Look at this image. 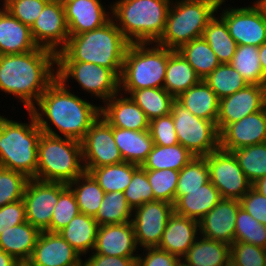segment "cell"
Returning a JSON list of instances; mask_svg holds the SVG:
<instances>
[{
  "mask_svg": "<svg viewBox=\"0 0 266 266\" xmlns=\"http://www.w3.org/2000/svg\"><path fill=\"white\" fill-rule=\"evenodd\" d=\"M83 163L88 173L92 168L123 162L113 137V127L100 115L81 141Z\"/></svg>",
  "mask_w": 266,
  "mask_h": 266,
  "instance_id": "obj_13",
  "label": "cell"
},
{
  "mask_svg": "<svg viewBox=\"0 0 266 266\" xmlns=\"http://www.w3.org/2000/svg\"><path fill=\"white\" fill-rule=\"evenodd\" d=\"M220 149L233 150L266 142V107L228 124L220 133Z\"/></svg>",
  "mask_w": 266,
  "mask_h": 266,
  "instance_id": "obj_18",
  "label": "cell"
},
{
  "mask_svg": "<svg viewBox=\"0 0 266 266\" xmlns=\"http://www.w3.org/2000/svg\"><path fill=\"white\" fill-rule=\"evenodd\" d=\"M241 207L253 218L266 225V197L253 187L239 200Z\"/></svg>",
  "mask_w": 266,
  "mask_h": 266,
  "instance_id": "obj_53",
  "label": "cell"
},
{
  "mask_svg": "<svg viewBox=\"0 0 266 266\" xmlns=\"http://www.w3.org/2000/svg\"><path fill=\"white\" fill-rule=\"evenodd\" d=\"M123 193L132 209L142 206L146 202L154 201V193L145 169L140 166L133 173L132 180Z\"/></svg>",
  "mask_w": 266,
  "mask_h": 266,
  "instance_id": "obj_48",
  "label": "cell"
},
{
  "mask_svg": "<svg viewBox=\"0 0 266 266\" xmlns=\"http://www.w3.org/2000/svg\"><path fill=\"white\" fill-rule=\"evenodd\" d=\"M173 212V204L158 200L146 202L133 209L131 222L137 245L141 249L159 245L167 221Z\"/></svg>",
  "mask_w": 266,
  "mask_h": 266,
  "instance_id": "obj_15",
  "label": "cell"
},
{
  "mask_svg": "<svg viewBox=\"0 0 266 266\" xmlns=\"http://www.w3.org/2000/svg\"><path fill=\"white\" fill-rule=\"evenodd\" d=\"M113 137L123 161L141 166L154 145L149 130L132 131L113 127Z\"/></svg>",
  "mask_w": 266,
  "mask_h": 266,
  "instance_id": "obj_29",
  "label": "cell"
},
{
  "mask_svg": "<svg viewBox=\"0 0 266 266\" xmlns=\"http://www.w3.org/2000/svg\"><path fill=\"white\" fill-rule=\"evenodd\" d=\"M169 56L170 49L156 43L129 44L119 78L120 91L129 95L133 90L163 88Z\"/></svg>",
  "mask_w": 266,
  "mask_h": 266,
  "instance_id": "obj_7",
  "label": "cell"
},
{
  "mask_svg": "<svg viewBox=\"0 0 266 266\" xmlns=\"http://www.w3.org/2000/svg\"><path fill=\"white\" fill-rule=\"evenodd\" d=\"M149 131L155 145L173 146L179 143L171 114L151 120Z\"/></svg>",
  "mask_w": 266,
  "mask_h": 266,
  "instance_id": "obj_51",
  "label": "cell"
},
{
  "mask_svg": "<svg viewBox=\"0 0 266 266\" xmlns=\"http://www.w3.org/2000/svg\"><path fill=\"white\" fill-rule=\"evenodd\" d=\"M154 193V201L175 202L179 171L173 169L146 170Z\"/></svg>",
  "mask_w": 266,
  "mask_h": 266,
  "instance_id": "obj_46",
  "label": "cell"
},
{
  "mask_svg": "<svg viewBox=\"0 0 266 266\" xmlns=\"http://www.w3.org/2000/svg\"><path fill=\"white\" fill-rule=\"evenodd\" d=\"M252 187L266 197V176L253 183Z\"/></svg>",
  "mask_w": 266,
  "mask_h": 266,
  "instance_id": "obj_58",
  "label": "cell"
},
{
  "mask_svg": "<svg viewBox=\"0 0 266 266\" xmlns=\"http://www.w3.org/2000/svg\"><path fill=\"white\" fill-rule=\"evenodd\" d=\"M259 60L264 72V80L266 81V42L259 46Z\"/></svg>",
  "mask_w": 266,
  "mask_h": 266,
  "instance_id": "obj_56",
  "label": "cell"
},
{
  "mask_svg": "<svg viewBox=\"0 0 266 266\" xmlns=\"http://www.w3.org/2000/svg\"><path fill=\"white\" fill-rule=\"evenodd\" d=\"M137 258L104 256L91 253V256L85 260V264L86 266H136Z\"/></svg>",
  "mask_w": 266,
  "mask_h": 266,
  "instance_id": "obj_55",
  "label": "cell"
},
{
  "mask_svg": "<svg viewBox=\"0 0 266 266\" xmlns=\"http://www.w3.org/2000/svg\"><path fill=\"white\" fill-rule=\"evenodd\" d=\"M133 209L128 205L123 192L105 193L101 205L94 216L99 226L121 224L132 221Z\"/></svg>",
  "mask_w": 266,
  "mask_h": 266,
  "instance_id": "obj_39",
  "label": "cell"
},
{
  "mask_svg": "<svg viewBox=\"0 0 266 266\" xmlns=\"http://www.w3.org/2000/svg\"><path fill=\"white\" fill-rule=\"evenodd\" d=\"M129 95L149 121L171 114V106L175 101L164 88H143L133 90Z\"/></svg>",
  "mask_w": 266,
  "mask_h": 266,
  "instance_id": "obj_36",
  "label": "cell"
},
{
  "mask_svg": "<svg viewBox=\"0 0 266 266\" xmlns=\"http://www.w3.org/2000/svg\"><path fill=\"white\" fill-rule=\"evenodd\" d=\"M78 214L80 209L72 189L64 183H59V199L53 210L50 232L58 233Z\"/></svg>",
  "mask_w": 266,
  "mask_h": 266,
  "instance_id": "obj_43",
  "label": "cell"
},
{
  "mask_svg": "<svg viewBox=\"0 0 266 266\" xmlns=\"http://www.w3.org/2000/svg\"><path fill=\"white\" fill-rule=\"evenodd\" d=\"M178 51L193 67L201 80L206 78L221 64L215 52L203 37L195 38L182 45Z\"/></svg>",
  "mask_w": 266,
  "mask_h": 266,
  "instance_id": "obj_35",
  "label": "cell"
},
{
  "mask_svg": "<svg viewBox=\"0 0 266 266\" xmlns=\"http://www.w3.org/2000/svg\"><path fill=\"white\" fill-rule=\"evenodd\" d=\"M266 107L265 85L248 84L245 88L220 99L216 126L219 133L228 125Z\"/></svg>",
  "mask_w": 266,
  "mask_h": 266,
  "instance_id": "obj_17",
  "label": "cell"
},
{
  "mask_svg": "<svg viewBox=\"0 0 266 266\" xmlns=\"http://www.w3.org/2000/svg\"><path fill=\"white\" fill-rule=\"evenodd\" d=\"M59 199V182L29 179L25 186L26 221L40 232H50L53 210Z\"/></svg>",
  "mask_w": 266,
  "mask_h": 266,
  "instance_id": "obj_14",
  "label": "cell"
},
{
  "mask_svg": "<svg viewBox=\"0 0 266 266\" xmlns=\"http://www.w3.org/2000/svg\"><path fill=\"white\" fill-rule=\"evenodd\" d=\"M75 194L80 213L95 216L105 192L87 172L68 184Z\"/></svg>",
  "mask_w": 266,
  "mask_h": 266,
  "instance_id": "obj_38",
  "label": "cell"
},
{
  "mask_svg": "<svg viewBox=\"0 0 266 266\" xmlns=\"http://www.w3.org/2000/svg\"><path fill=\"white\" fill-rule=\"evenodd\" d=\"M27 112L29 123L10 120L0 115V167L33 179L37 173L38 142L42 130L34 115Z\"/></svg>",
  "mask_w": 266,
  "mask_h": 266,
  "instance_id": "obj_5",
  "label": "cell"
},
{
  "mask_svg": "<svg viewBox=\"0 0 266 266\" xmlns=\"http://www.w3.org/2000/svg\"><path fill=\"white\" fill-rule=\"evenodd\" d=\"M225 266H238V265H235L232 261H229Z\"/></svg>",
  "mask_w": 266,
  "mask_h": 266,
  "instance_id": "obj_63",
  "label": "cell"
},
{
  "mask_svg": "<svg viewBox=\"0 0 266 266\" xmlns=\"http://www.w3.org/2000/svg\"><path fill=\"white\" fill-rule=\"evenodd\" d=\"M98 228L93 216L80 213L58 233L83 256L94 249Z\"/></svg>",
  "mask_w": 266,
  "mask_h": 266,
  "instance_id": "obj_31",
  "label": "cell"
},
{
  "mask_svg": "<svg viewBox=\"0 0 266 266\" xmlns=\"http://www.w3.org/2000/svg\"><path fill=\"white\" fill-rule=\"evenodd\" d=\"M215 52L218 61L230 63L235 54L237 43L228 32L226 23L218 16L207 24L202 36Z\"/></svg>",
  "mask_w": 266,
  "mask_h": 266,
  "instance_id": "obj_37",
  "label": "cell"
},
{
  "mask_svg": "<svg viewBox=\"0 0 266 266\" xmlns=\"http://www.w3.org/2000/svg\"><path fill=\"white\" fill-rule=\"evenodd\" d=\"M176 100L193 115L216 124L220 99L204 80L184 91Z\"/></svg>",
  "mask_w": 266,
  "mask_h": 266,
  "instance_id": "obj_28",
  "label": "cell"
},
{
  "mask_svg": "<svg viewBox=\"0 0 266 266\" xmlns=\"http://www.w3.org/2000/svg\"><path fill=\"white\" fill-rule=\"evenodd\" d=\"M129 44L111 18L99 28L70 35L65 47L56 54V61L93 63L111 69L120 78Z\"/></svg>",
  "mask_w": 266,
  "mask_h": 266,
  "instance_id": "obj_3",
  "label": "cell"
},
{
  "mask_svg": "<svg viewBox=\"0 0 266 266\" xmlns=\"http://www.w3.org/2000/svg\"><path fill=\"white\" fill-rule=\"evenodd\" d=\"M222 199L218 189L211 183H205L195 190H183L174 204V212L200 221Z\"/></svg>",
  "mask_w": 266,
  "mask_h": 266,
  "instance_id": "obj_26",
  "label": "cell"
},
{
  "mask_svg": "<svg viewBox=\"0 0 266 266\" xmlns=\"http://www.w3.org/2000/svg\"><path fill=\"white\" fill-rule=\"evenodd\" d=\"M203 80L219 99L230 96L249 84L230 63L220 64Z\"/></svg>",
  "mask_w": 266,
  "mask_h": 266,
  "instance_id": "obj_41",
  "label": "cell"
},
{
  "mask_svg": "<svg viewBox=\"0 0 266 266\" xmlns=\"http://www.w3.org/2000/svg\"><path fill=\"white\" fill-rule=\"evenodd\" d=\"M13 266H36L31 257L14 258Z\"/></svg>",
  "mask_w": 266,
  "mask_h": 266,
  "instance_id": "obj_59",
  "label": "cell"
},
{
  "mask_svg": "<svg viewBox=\"0 0 266 266\" xmlns=\"http://www.w3.org/2000/svg\"><path fill=\"white\" fill-rule=\"evenodd\" d=\"M56 54L48 49L0 55V90L13 95L29 111L56 79Z\"/></svg>",
  "mask_w": 266,
  "mask_h": 266,
  "instance_id": "obj_2",
  "label": "cell"
},
{
  "mask_svg": "<svg viewBox=\"0 0 266 266\" xmlns=\"http://www.w3.org/2000/svg\"><path fill=\"white\" fill-rule=\"evenodd\" d=\"M142 253L138 255L136 266H182L178 256L157 247L143 248Z\"/></svg>",
  "mask_w": 266,
  "mask_h": 266,
  "instance_id": "obj_52",
  "label": "cell"
},
{
  "mask_svg": "<svg viewBox=\"0 0 266 266\" xmlns=\"http://www.w3.org/2000/svg\"><path fill=\"white\" fill-rule=\"evenodd\" d=\"M70 266H86L85 261H83L82 259L80 261H78L77 263L70 265Z\"/></svg>",
  "mask_w": 266,
  "mask_h": 266,
  "instance_id": "obj_62",
  "label": "cell"
},
{
  "mask_svg": "<svg viewBox=\"0 0 266 266\" xmlns=\"http://www.w3.org/2000/svg\"><path fill=\"white\" fill-rule=\"evenodd\" d=\"M220 0H172L165 29L157 45L178 50L182 45L203 36L208 22L219 11Z\"/></svg>",
  "mask_w": 266,
  "mask_h": 266,
  "instance_id": "obj_8",
  "label": "cell"
},
{
  "mask_svg": "<svg viewBox=\"0 0 266 266\" xmlns=\"http://www.w3.org/2000/svg\"><path fill=\"white\" fill-rule=\"evenodd\" d=\"M254 3L262 10L263 14L266 16V0H257Z\"/></svg>",
  "mask_w": 266,
  "mask_h": 266,
  "instance_id": "obj_60",
  "label": "cell"
},
{
  "mask_svg": "<svg viewBox=\"0 0 266 266\" xmlns=\"http://www.w3.org/2000/svg\"><path fill=\"white\" fill-rule=\"evenodd\" d=\"M258 52L259 47L237 45L230 65L237 70L249 84L266 85Z\"/></svg>",
  "mask_w": 266,
  "mask_h": 266,
  "instance_id": "obj_40",
  "label": "cell"
},
{
  "mask_svg": "<svg viewBox=\"0 0 266 266\" xmlns=\"http://www.w3.org/2000/svg\"><path fill=\"white\" fill-rule=\"evenodd\" d=\"M56 79L61 83L75 79L91 96L106 102L120 91V79L109 68L93 63L56 61Z\"/></svg>",
  "mask_w": 266,
  "mask_h": 266,
  "instance_id": "obj_10",
  "label": "cell"
},
{
  "mask_svg": "<svg viewBox=\"0 0 266 266\" xmlns=\"http://www.w3.org/2000/svg\"><path fill=\"white\" fill-rule=\"evenodd\" d=\"M230 261L238 266H265L266 249L250 243L235 241L230 246Z\"/></svg>",
  "mask_w": 266,
  "mask_h": 266,
  "instance_id": "obj_50",
  "label": "cell"
},
{
  "mask_svg": "<svg viewBox=\"0 0 266 266\" xmlns=\"http://www.w3.org/2000/svg\"><path fill=\"white\" fill-rule=\"evenodd\" d=\"M251 184L266 176V142L231 151Z\"/></svg>",
  "mask_w": 266,
  "mask_h": 266,
  "instance_id": "obj_42",
  "label": "cell"
},
{
  "mask_svg": "<svg viewBox=\"0 0 266 266\" xmlns=\"http://www.w3.org/2000/svg\"><path fill=\"white\" fill-rule=\"evenodd\" d=\"M81 255L59 234L40 232L31 255L36 266H70L81 260Z\"/></svg>",
  "mask_w": 266,
  "mask_h": 266,
  "instance_id": "obj_22",
  "label": "cell"
},
{
  "mask_svg": "<svg viewBox=\"0 0 266 266\" xmlns=\"http://www.w3.org/2000/svg\"><path fill=\"white\" fill-rule=\"evenodd\" d=\"M132 222L99 226L94 254L118 257H138L139 250ZM135 253V254H134Z\"/></svg>",
  "mask_w": 266,
  "mask_h": 266,
  "instance_id": "obj_20",
  "label": "cell"
},
{
  "mask_svg": "<svg viewBox=\"0 0 266 266\" xmlns=\"http://www.w3.org/2000/svg\"><path fill=\"white\" fill-rule=\"evenodd\" d=\"M32 38L38 47L59 53L69 39L64 7L47 2L37 20L30 27Z\"/></svg>",
  "mask_w": 266,
  "mask_h": 266,
  "instance_id": "obj_16",
  "label": "cell"
},
{
  "mask_svg": "<svg viewBox=\"0 0 266 266\" xmlns=\"http://www.w3.org/2000/svg\"><path fill=\"white\" fill-rule=\"evenodd\" d=\"M67 85L55 79L29 111L43 133L60 137L59 132L61 137L81 142L92 123L100 116L101 105H93L71 93ZM50 125L56 127L58 132Z\"/></svg>",
  "mask_w": 266,
  "mask_h": 266,
  "instance_id": "obj_1",
  "label": "cell"
},
{
  "mask_svg": "<svg viewBox=\"0 0 266 266\" xmlns=\"http://www.w3.org/2000/svg\"><path fill=\"white\" fill-rule=\"evenodd\" d=\"M241 206L236 199H221L200 221V235L232 245L235 242L237 211Z\"/></svg>",
  "mask_w": 266,
  "mask_h": 266,
  "instance_id": "obj_19",
  "label": "cell"
},
{
  "mask_svg": "<svg viewBox=\"0 0 266 266\" xmlns=\"http://www.w3.org/2000/svg\"><path fill=\"white\" fill-rule=\"evenodd\" d=\"M171 115L179 144L196 157H204L220 148V135L214 122L193 115L176 99Z\"/></svg>",
  "mask_w": 266,
  "mask_h": 266,
  "instance_id": "obj_9",
  "label": "cell"
},
{
  "mask_svg": "<svg viewBox=\"0 0 266 266\" xmlns=\"http://www.w3.org/2000/svg\"><path fill=\"white\" fill-rule=\"evenodd\" d=\"M200 81L201 78L183 55L178 50L170 49L163 88L176 99Z\"/></svg>",
  "mask_w": 266,
  "mask_h": 266,
  "instance_id": "obj_30",
  "label": "cell"
},
{
  "mask_svg": "<svg viewBox=\"0 0 266 266\" xmlns=\"http://www.w3.org/2000/svg\"><path fill=\"white\" fill-rule=\"evenodd\" d=\"M211 183L222 199L240 200L252 187L232 152L218 149L206 156Z\"/></svg>",
  "mask_w": 266,
  "mask_h": 266,
  "instance_id": "obj_11",
  "label": "cell"
},
{
  "mask_svg": "<svg viewBox=\"0 0 266 266\" xmlns=\"http://www.w3.org/2000/svg\"><path fill=\"white\" fill-rule=\"evenodd\" d=\"M224 2L220 0L217 9L222 10L220 18L237 45L259 47L266 42V16L254 2L252 6L228 7L225 10L221 8Z\"/></svg>",
  "mask_w": 266,
  "mask_h": 266,
  "instance_id": "obj_12",
  "label": "cell"
},
{
  "mask_svg": "<svg viewBox=\"0 0 266 266\" xmlns=\"http://www.w3.org/2000/svg\"><path fill=\"white\" fill-rule=\"evenodd\" d=\"M28 180L20 172L0 167V207L23 199Z\"/></svg>",
  "mask_w": 266,
  "mask_h": 266,
  "instance_id": "obj_47",
  "label": "cell"
},
{
  "mask_svg": "<svg viewBox=\"0 0 266 266\" xmlns=\"http://www.w3.org/2000/svg\"><path fill=\"white\" fill-rule=\"evenodd\" d=\"M194 157L189 150L179 143L173 146L154 144L141 167L145 170L173 169L180 171Z\"/></svg>",
  "mask_w": 266,
  "mask_h": 266,
  "instance_id": "obj_33",
  "label": "cell"
},
{
  "mask_svg": "<svg viewBox=\"0 0 266 266\" xmlns=\"http://www.w3.org/2000/svg\"><path fill=\"white\" fill-rule=\"evenodd\" d=\"M30 27L0 8V55L20 54L35 50Z\"/></svg>",
  "mask_w": 266,
  "mask_h": 266,
  "instance_id": "obj_25",
  "label": "cell"
},
{
  "mask_svg": "<svg viewBox=\"0 0 266 266\" xmlns=\"http://www.w3.org/2000/svg\"><path fill=\"white\" fill-rule=\"evenodd\" d=\"M49 2H53L55 4H58L62 7L66 6L67 4L73 2L74 0H48Z\"/></svg>",
  "mask_w": 266,
  "mask_h": 266,
  "instance_id": "obj_61",
  "label": "cell"
},
{
  "mask_svg": "<svg viewBox=\"0 0 266 266\" xmlns=\"http://www.w3.org/2000/svg\"><path fill=\"white\" fill-rule=\"evenodd\" d=\"M140 166L121 162L109 166L92 168L88 173L95 179L105 193L124 192L132 180L133 173Z\"/></svg>",
  "mask_w": 266,
  "mask_h": 266,
  "instance_id": "obj_34",
  "label": "cell"
},
{
  "mask_svg": "<svg viewBox=\"0 0 266 266\" xmlns=\"http://www.w3.org/2000/svg\"><path fill=\"white\" fill-rule=\"evenodd\" d=\"M122 94V95H121ZM102 117L112 126L132 131L149 130L150 121L142 109L121 91L101 106Z\"/></svg>",
  "mask_w": 266,
  "mask_h": 266,
  "instance_id": "obj_21",
  "label": "cell"
},
{
  "mask_svg": "<svg viewBox=\"0 0 266 266\" xmlns=\"http://www.w3.org/2000/svg\"><path fill=\"white\" fill-rule=\"evenodd\" d=\"M235 241L250 243L266 249V225L258 222L241 206L237 211Z\"/></svg>",
  "mask_w": 266,
  "mask_h": 266,
  "instance_id": "obj_45",
  "label": "cell"
},
{
  "mask_svg": "<svg viewBox=\"0 0 266 266\" xmlns=\"http://www.w3.org/2000/svg\"><path fill=\"white\" fill-rule=\"evenodd\" d=\"M85 172L80 141L42 132L34 179L68 185Z\"/></svg>",
  "mask_w": 266,
  "mask_h": 266,
  "instance_id": "obj_6",
  "label": "cell"
},
{
  "mask_svg": "<svg viewBox=\"0 0 266 266\" xmlns=\"http://www.w3.org/2000/svg\"><path fill=\"white\" fill-rule=\"evenodd\" d=\"M40 231L23 222L0 233V249L14 258L31 257Z\"/></svg>",
  "mask_w": 266,
  "mask_h": 266,
  "instance_id": "obj_32",
  "label": "cell"
},
{
  "mask_svg": "<svg viewBox=\"0 0 266 266\" xmlns=\"http://www.w3.org/2000/svg\"><path fill=\"white\" fill-rule=\"evenodd\" d=\"M64 10L69 35L94 30L111 19L101 0H74Z\"/></svg>",
  "mask_w": 266,
  "mask_h": 266,
  "instance_id": "obj_23",
  "label": "cell"
},
{
  "mask_svg": "<svg viewBox=\"0 0 266 266\" xmlns=\"http://www.w3.org/2000/svg\"><path fill=\"white\" fill-rule=\"evenodd\" d=\"M23 222H26L23 199L0 207V233Z\"/></svg>",
  "mask_w": 266,
  "mask_h": 266,
  "instance_id": "obj_54",
  "label": "cell"
},
{
  "mask_svg": "<svg viewBox=\"0 0 266 266\" xmlns=\"http://www.w3.org/2000/svg\"><path fill=\"white\" fill-rule=\"evenodd\" d=\"M172 0H118L111 18L131 43H156L162 36ZM119 22V23H118Z\"/></svg>",
  "mask_w": 266,
  "mask_h": 266,
  "instance_id": "obj_4",
  "label": "cell"
},
{
  "mask_svg": "<svg viewBox=\"0 0 266 266\" xmlns=\"http://www.w3.org/2000/svg\"><path fill=\"white\" fill-rule=\"evenodd\" d=\"M3 6L13 17L31 27L48 0H3Z\"/></svg>",
  "mask_w": 266,
  "mask_h": 266,
  "instance_id": "obj_49",
  "label": "cell"
},
{
  "mask_svg": "<svg viewBox=\"0 0 266 266\" xmlns=\"http://www.w3.org/2000/svg\"><path fill=\"white\" fill-rule=\"evenodd\" d=\"M230 261V245L199 235L186 255L182 266H225Z\"/></svg>",
  "mask_w": 266,
  "mask_h": 266,
  "instance_id": "obj_27",
  "label": "cell"
},
{
  "mask_svg": "<svg viewBox=\"0 0 266 266\" xmlns=\"http://www.w3.org/2000/svg\"><path fill=\"white\" fill-rule=\"evenodd\" d=\"M199 235L198 221L173 212L157 248L182 259Z\"/></svg>",
  "mask_w": 266,
  "mask_h": 266,
  "instance_id": "obj_24",
  "label": "cell"
},
{
  "mask_svg": "<svg viewBox=\"0 0 266 266\" xmlns=\"http://www.w3.org/2000/svg\"><path fill=\"white\" fill-rule=\"evenodd\" d=\"M210 181L206 156L194 157L180 171L175 200L183 196V190H195Z\"/></svg>",
  "mask_w": 266,
  "mask_h": 266,
  "instance_id": "obj_44",
  "label": "cell"
},
{
  "mask_svg": "<svg viewBox=\"0 0 266 266\" xmlns=\"http://www.w3.org/2000/svg\"><path fill=\"white\" fill-rule=\"evenodd\" d=\"M14 257L0 249V266H13Z\"/></svg>",
  "mask_w": 266,
  "mask_h": 266,
  "instance_id": "obj_57",
  "label": "cell"
}]
</instances>
